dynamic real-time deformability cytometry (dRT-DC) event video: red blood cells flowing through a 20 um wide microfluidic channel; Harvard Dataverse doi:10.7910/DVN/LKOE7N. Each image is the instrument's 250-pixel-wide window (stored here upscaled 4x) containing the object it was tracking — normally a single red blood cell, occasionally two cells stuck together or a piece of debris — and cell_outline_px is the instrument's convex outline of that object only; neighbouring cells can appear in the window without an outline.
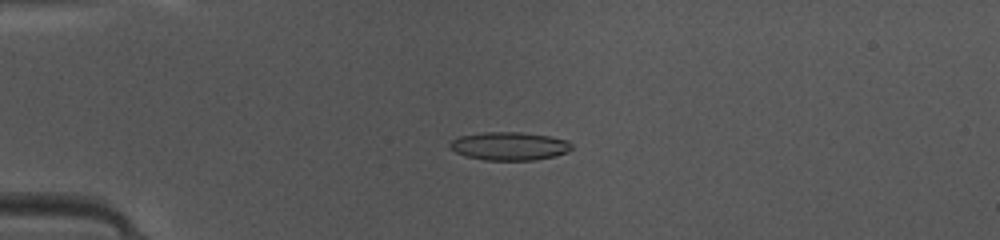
{"species": "common noctule bat (a hibernating species)", "species_latin": "Nyctalus noctula", "temperature_condition": "warm", "stored_images_in_passage": 49, "camera_frame_rate_fps": 3000, "um_per_image_px": 0.085, "animal": {"sex": "female", "body_mass_g": 10.0, "forearm_length_mm": 53.1}, "frame": {"image": 1, "passage_image": 13, "time_ms": 4.0, "image_size_px": [1000, 240], "cell_outline_px": [[572, 148], [568, 152], [556, 156], [536, 160], [484, 160], [464, 156], [456, 152], [448, 144], [452, 140], [460, 136], [484, 132], [520, 132], [552, 136], [568, 140], [572, 144]], "centroid_in_image_um": [43.34, 12.42], "position_along_channel_um": 41.7, "area_um2": 20.23}}
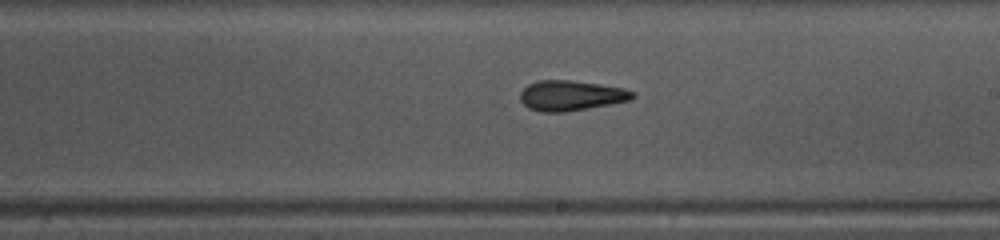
{"frame": {"image": 2, "passage_image": 29, "time_ms": 9.333, "image_size_px": [1000, 240], "cell_outline_px": [[636, 96], [632, 100], [612, 104], [564, 112], [540, 112], [528, 108], [520, 100], [520, 92], [528, 84], [536, 80], [572, 80], [600, 84], [624, 88], [636, 92]], "centroid_in_image_um": [48.56, 8.12], "position_along_channel_um": 240.4, "area_um2": 20.06}}
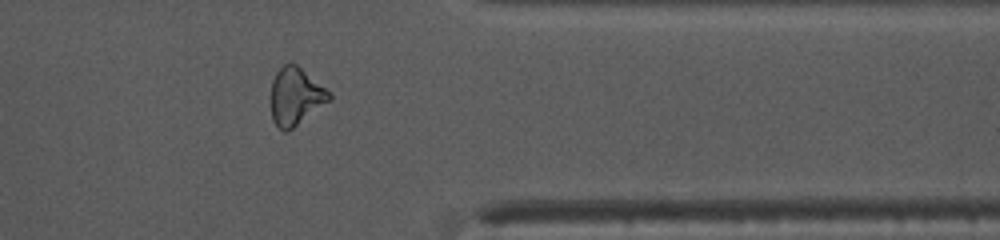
{"frame": {"image": 3, "passage_image": 40, "time_ms": 13.0, "image_size_px": [1000, 240], "cell_outline_px": [[332, 100], [288, 132], [284, 132], [272, 120], [272, 80], [276, 72], [284, 64], [296, 64], [332, 92]], "centroid_in_image_um": [25.17, 8.21], "position_along_channel_um": 386.2, "area_um2": 19.65}, "authors_computed_cell_mechanics": {"area_um2": 19.652, "velocity_mm_per_s": 4.1868, "shape_relaxation_time_tau1_ms": 10.6266, "shape_relaxation_time_tau2_ms": 2.3659, "deformation_change_tau1": 0.2228, "deformation_change_tau2": 0.1079}}